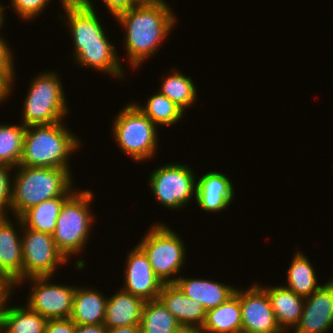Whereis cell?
Masks as SVG:
<instances>
[{"label":"cell","instance_id":"obj_31","mask_svg":"<svg viewBox=\"0 0 333 333\" xmlns=\"http://www.w3.org/2000/svg\"><path fill=\"white\" fill-rule=\"evenodd\" d=\"M14 167L6 164H0V216H6L10 209L11 212V201H12V187L13 183L11 181L10 175L11 170ZM10 171V173H9Z\"/></svg>","mask_w":333,"mask_h":333},{"label":"cell","instance_id":"obj_43","mask_svg":"<svg viewBox=\"0 0 333 333\" xmlns=\"http://www.w3.org/2000/svg\"><path fill=\"white\" fill-rule=\"evenodd\" d=\"M61 1V3H63V2H75V1H79V0H60Z\"/></svg>","mask_w":333,"mask_h":333},{"label":"cell","instance_id":"obj_3","mask_svg":"<svg viewBox=\"0 0 333 333\" xmlns=\"http://www.w3.org/2000/svg\"><path fill=\"white\" fill-rule=\"evenodd\" d=\"M63 123L26 127L19 165L70 171L69 156L79 148L81 141Z\"/></svg>","mask_w":333,"mask_h":333},{"label":"cell","instance_id":"obj_29","mask_svg":"<svg viewBox=\"0 0 333 333\" xmlns=\"http://www.w3.org/2000/svg\"><path fill=\"white\" fill-rule=\"evenodd\" d=\"M157 126H170L181 120L184 111L158 91L148 98L145 106L134 103Z\"/></svg>","mask_w":333,"mask_h":333},{"label":"cell","instance_id":"obj_33","mask_svg":"<svg viewBox=\"0 0 333 333\" xmlns=\"http://www.w3.org/2000/svg\"><path fill=\"white\" fill-rule=\"evenodd\" d=\"M11 49L3 37L0 36V76L9 84V94L13 89L15 76L13 56Z\"/></svg>","mask_w":333,"mask_h":333},{"label":"cell","instance_id":"obj_34","mask_svg":"<svg viewBox=\"0 0 333 333\" xmlns=\"http://www.w3.org/2000/svg\"><path fill=\"white\" fill-rule=\"evenodd\" d=\"M75 323L70 318L51 319L45 326L44 333H74Z\"/></svg>","mask_w":333,"mask_h":333},{"label":"cell","instance_id":"obj_23","mask_svg":"<svg viewBox=\"0 0 333 333\" xmlns=\"http://www.w3.org/2000/svg\"><path fill=\"white\" fill-rule=\"evenodd\" d=\"M201 329L204 333H240L242 331L238 288L226 302L207 310Z\"/></svg>","mask_w":333,"mask_h":333},{"label":"cell","instance_id":"obj_37","mask_svg":"<svg viewBox=\"0 0 333 333\" xmlns=\"http://www.w3.org/2000/svg\"><path fill=\"white\" fill-rule=\"evenodd\" d=\"M74 333H108V329L103 325H76Z\"/></svg>","mask_w":333,"mask_h":333},{"label":"cell","instance_id":"obj_30","mask_svg":"<svg viewBox=\"0 0 333 333\" xmlns=\"http://www.w3.org/2000/svg\"><path fill=\"white\" fill-rule=\"evenodd\" d=\"M26 127L22 125H0V164L12 167L20 164Z\"/></svg>","mask_w":333,"mask_h":333},{"label":"cell","instance_id":"obj_20","mask_svg":"<svg viewBox=\"0 0 333 333\" xmlns=\"http://www.w3.org/2000/svg\"><path fill=\"white\" fill-rule=\"evenodd\" d=\"M262 288L267 292L280 328L287 333L289 329H294L300 321L305 298L282 285Z\"/></svg>","mask_w":333,"mask_h":333},{"label":"cell","instance_id":"obj_12","mask_svg":"<svg viewBox=\"0 0 333 333\" xmlns=\"http://www.w3.org/2000/svg\"><path fill=\"white\" fill-rule=\"evenodd\" d=\"M62 6L66 17L60 18L67 19L74 45L111 44L91 0L63 2Z\"/></svg>","mask_w":333,"mask_h":333},{"label":"cell","instance_id":"obj_40","mask_svg":"<svg viewBox=\"0 0 333 333\" xmlns=\"http://www.w3.org/2000/svg\"><path fill=\"white\" fill-rule=\"evenodd\" d=\"M135 6L168 4L165 0H131Z\"/></svg>","mask_w":333,"mask_h":333},{"label":"cell","instance_id":"obj_36","mask_svg":"<svg viewBox=\"0 0 333 333\" xmlns=\"http://www.w3.org/2000/svg\"><path fill=\"white\" fill-rule=\"evenodd\" d=\"M103 2L107 6L106 9L110 10L114 17L120 12L135 6L131 0H103Z\"/></svg>","mask_w":333,"mask_h":333},{"label":"cell","instance_id":"obj_22","mask_svg":"<svg viewBox=\"0 0 333 333\" xmlns=\"http://www.w3.org/2000/svg\"><path fill=\"white\" fill-rule=\"evenodd\" d=\"M91 288L77 286L75 289L70 319L76 325L104 324L107 298Z\"/></svg>","mask_w":333,"mask_h":333},{"label":"cell","instance_id":"obj_25","mask_svg":"<svg viewBox=\"0 0 333 333\" xmlns=\"http://www.w3.org/2000/svg\"><path fill=\"white\" fill-rule=\"evenodd\" d=\"M47 321L27 305L8 306L0 317V333H44Z\"/></svg>","mask_w":333,"mask_h":333},{"label":"cell","instance_id":"obj_21","mask_svg":"<svg viewBox=\"0 0 333 333\" xmlns=\"http://www.w3.org/2000/svg\"><path fill=\"white\" fill-rule=\"evenodd\" d=\"M74 48V58L80 66H90L118 79L125 76L114 44L74 45Z\"/></svg>","mask_w":333,"mask_h":333},{"label":"cell","instance_id":"obj_41","mask_svg":"<svg viewBox=\"0 0 333 333\" xmlns=\"http://www.w3.org/2000/svg\"><path fill=\"white\" fill-rule=\"evenodd\" d=\"M176 333H204L199 327H181Z\"/></svg>","mask_w":333,"mask_h":333},{"label":"cell","instance_id":"obj_1","mask_svg":"<svg viewBox=\"0 0 333 333\" xmlns=\"http://www.w3.org/2000/svg\"><path fill=\"white\" fill-rule=\"evenodd\" d=\"M169 6H134L115 16L125 31L124 43L131 68L136 69L147 57L155 56L175 26L177 18Z\"/></svg>","mask_w":333,"mask_h":333},{"label":"cell","instance_id":"obj_35","mask_svg":"<svg viewBox=\"0 0 333 333\" xmlns=\"http://www.w3.org/2000/svg\"><path fill=\"white\" fill-rule=\"evenodd\" d=\"M14 286L15 283L7 275L0 273V317L7 309V301L11 298L12 287L16 288Z\"/></svg>","mask_w":333,"mask_h":333},{"label":"cell","instance_id":"obj_6","mask_svg":"<svg viewBox=\"0 0 333 333\" xmlns=\"http://www.w3.org/2000/svg\"><path fill=\"white\" fill-rule=\"evenodd\" d=\"M117 114L112 135L120 150L136 162L152 158L158 147L157 126L132 102Z\"/></svg>","mask_w":333,"mask_h":333},{"label":"cell","instance_id":"obj_5","mask_svg":"<svg viewBox=\"0 0 333 333\" xmlns=\"http://www.w3.org/2000/svg\"><path fill=\"white\" fill-rule=\"evenodd\" d=\"M59 78L56 71L43 72L34 77L23 103L25 127L59 123L66 117L67 103Z\"/></svg>","mask_w":333,"mask_h":333},{"label":"cell","instance_id":"obj_10","mask_svg":"<svg viewBox=\"0 0 333 333\" xmlns=\"http://www.w3.org/2000/svg\"><path fill=\"white\" fill-rule=\"evenodd\" d=\"M27 280L32 284L26 304L30 309L47 320L70 318L75 286L53 284L49 282L51 280L49 276L31 277Z\"/></svg>","mask_w":333,"mask_h":333},{"label":"cell","instance_id":"obj_4","mask_svg":"<svg viewBox=\"0 0 333 333\" xmlns=\"http://www.w3.org/2000/svg\"><path fill=\"white\" fill-rule=\"evenodd\" d=\"M93 193L89 190H76L64 203L56 221L53 239L59 251L69 260L70 255L78 254L88 242L94 216L90 211Z\"/></svg>","mask_w":333,"mask_h":333},{"label":"cell","instance_id":"obj_32","mask_svg":"<svg viewBox=\"0 0 333 333\" xmlns=\"http://www.w3.org/2000/svg\"><path fill=\"white\" fill-rule=\"evenodd\" d=\"M49 0H11V6L22 20L33 19L48 7ZM44 8V9H43Z\"/></svg>","mask_w":333,"mask_h":333},{"label":"cell","instance_id":"obj_38","mask_svg":"<svg viewBox=\"0 0 333 333\" xmlns=\"http://www.w3.org/2000/svg\"><path fill=\"white\" fill-rule=\"evenodd\" d=\"M108 333H141L140 325L121 326L108 329Z\"/></svg>","mask_w":333,"mask_h":333},{"label":"cell","instance_id":"obj_19","mask_svg":"<svg viewBox=\"0 0 333 333\" xmlns=\"http://www.w3.org/2000/svg\"><path fill=\"white\" fill-rule=\"evenodd\" d=\"M145 300L120 290L107 297L104 326L112 329L121 326L140 325Z\"/></svg>","mask_w":333,"mask_h":333},{"label":"cell","instance_id":"obj_9","mask_svg":"<svg viewBox=\"0 0 333 333\" xmlns=\"http://www.w3.org/2000/svg\"><path fill=\"white\" fill-rule=\"evenodd\" d=\"M15 219L24 234L21 236L23 280L19 284L31 277H53L57 266L68 262L57 248L53 235L26 228L20 217Z\"/></svg>","mask_w":333,"mask_h":333},{"label":"cell","instance_id":"obj_27","mask_svg":"<svg viewBox=\"0 0 333 333\" xmlns=\"http://www.w3.org/2000/svg\"><path fill=\"white\" fill-rule=\"evenodd\" d=\"M182 326L159 299L146 301L141 319V333H176Z\"/></svg>","mask_w":333,"mask_h":333},{"label":"cell","instance_id":"obj_8","mask_svg":"<svg viewBox=\"0 0 333 333\" xmlns=\"http://www.w3.org/2000/svg\"><path fill=\"white\" fill-rule=\"evenodd\" d=\"M150 174V189L164 207L179 210L193 200V196L195 197L197 178L188 165L169 163Z\"/></svg>","mask_w":333,"mask_h":333},{"label":"cell","instance_id":"obj_18","mask_svg":"<svg viewBox=\"0 0 333 333\" xmlns=\"http://www.w3.org/2000/svg\"><path fill=\"white\" fill-rule=\"evenodd\" d=\"M178 276L175 282L178 288L187 297L202 304L206 311L226 302L236 291L235 287L221 282Z\"/></svg>","mask_w":333,"mask_h":333},{"label":"cell","instance_id":"obj_26","mask_svg":"<svg viewBox=\"0 0 333 333\" xmlns=\"http://www.w3.org/2000/svg\"><path fill=\"white\" fill-rule=\"evenodd\" d=\"M296 251L289 269L287 270L288 289L292 290L296 295L308 297L313 294L320 286L317 285L318 279L315 274V268L311 262L301 253Z\"/></svg>","mask_w":333,"mask_h":333},{"label":"cell","instance_id":"obj_42","mask_svg":"<svg viewBox=\"0 0 333 333\" xmlns=\"http://www.w3.org/2000/svg\"><path fill=\"white\" fill-rule=\"evenodd\" d=\"M4 6L2 7V4L0 3V30L2 29L1 27L3 26L2 24H4L3 20H4V10H3Z\"/></svg>","mask_w":333,"mask_h":333},{"label":"cell","instance_id":"obj_16","mask_svg":"<svg viewBox=\"0 0 333 333\" xmlns=\"http://www.w3.org/2000/svg\"><path fill=\"white\" fill-rule=\"evenodd\" d=\"M0 273L7 275L15 285L23 280L21 236L8 216H0Z\"/></svg>","mask_w":333,"mask_h":333},{"label":"cell","instance_id":"obj_14","mask_svg":"<svg viewBox=\"0 0 333 333\" xmlns=\"http://www.w3.org/2000/svg\"><path fill=\"white\" fill-rule=\"evenodd\" d=\"M333 327V278L305 297L294 333H327Z\"/></svg>","mask_w":333,"mask_h":333},{"label":"cell","instance_id":"obj_24","mask_svg":"<svg viewBox=\"0 0 333 333\" xmlns=\"http://www.w3.org/2000/svg\"><path fill=\"white\" fill-rule=\"evenodd\" d=\"M70 197H53L29 208L20 216L23 225L37 232L53 234L59 213Z\"/></svg>","mask_w":333,"mask_h":333},{"label":"cell","instance_id":"obj_15","mask_svg":"<svg viewBox=\"0 0 333 333\" xmlns=\"http://www.w3.org/2000/svg\"><path fill=\"white\" fill-rule=\"evenodd\" d=\"M232 181L221 172H207L196 182L195 200L206 212H220L234 199Z\"/></svg>","mask_w":333,"mask_h":333},{"label":"cell","instance_id":"obj_17","mask_svg":"<svg viewBox=\"0 0 333 333\" xmlns=\"http://www.w3.org/2000/svg\"><path fill=\"white\" fill-rule=\"evenodd\" d=\"M158 299L182 327L204 325L207 311L203 305L187 297L175 283L163 284Z\"/></svg>","mask_w":333,"mask_h":333},{"label":"cell","instance_id":"obj_7","mask_svg":"<svg viewBox=\"0 0 333 333\" xmlns=\"http://www.w3.org/2000/svg\"><path fill=\"white\" fill-rule=\"evenodd\" d=\"M181 239L173 229L159 223L150 227L137 244L163 284L175 283V274H179L184 266L186 249Z\"/></svg>","mask_w":333,"mask_h":333},{"label":"cell","instance_id":"obj_39","mask_svg":"<svg viewBox=\"0 0 333 333\" xmlns=\"http://www.w3.org/2000/svg\"><path fill=\"white\" fill-rule=\"evenodd\" d=\"M9 97V84L0 76V103Z\"/></svg>","mask_w":333,"mask_h":333},{"label":"cell","instance_id":"obj_11","mask_svg":"<svg viewBox=\"0 0 333 333\" xmlns=\"http://www.w3.org/2000/svg\"><path fill=\"white\" fill-rule=\"evenodd\" d=\"M242 331L248 333H285L276 321L267 292L254 283L247 290L239 289Z\"/></svg>","mask_w":333,"mask_h":333},{"label":"cell","instance_id":"obj_28","mask_svg":"<svg viewBox=\"0 0 333 333\" xmlns=\"http://www.w3.org/2000/svg\"><path fill=\"white\" fill-rule=\"evenodd\" d=\"M162 79L164 80L159 92L168 97L184 112L186 108L191 107L193 103L195 104L197 89L190 77L174 70L173 74H167V77Z\"/></svg>","mask_w":333,"mask_h":333},{"label":"cell","instance_id":"obj_13","mask_svg":"<svg viewBox=\"0 0 333 333\" xmlns=\"http://www.w3.org/2000/svg\"><path fill=\"white\" fill-rule=\"evenodd\" d=\"M128 255L122 289L145 301L158 299L163 283L153 271L147 255L138 245Z\"/></svg>","mask_w":333,"mask_h":333},{"label":"cell","instance_id":"obj_2","mask_svg":"<svg viewBox=\"0 0 333 333\" xmlns=\"http://www.w3.org/2000/svg\"><path fill=\"white\" fill-rule=\"evenodd\" d=\"M13 177L11 212L20 217L29 208L59 196H72V172L67 168L18 165ZM15 179V180H14Z\"/></svg>","mask_w":333,"mask_h":333}]
</instances>
